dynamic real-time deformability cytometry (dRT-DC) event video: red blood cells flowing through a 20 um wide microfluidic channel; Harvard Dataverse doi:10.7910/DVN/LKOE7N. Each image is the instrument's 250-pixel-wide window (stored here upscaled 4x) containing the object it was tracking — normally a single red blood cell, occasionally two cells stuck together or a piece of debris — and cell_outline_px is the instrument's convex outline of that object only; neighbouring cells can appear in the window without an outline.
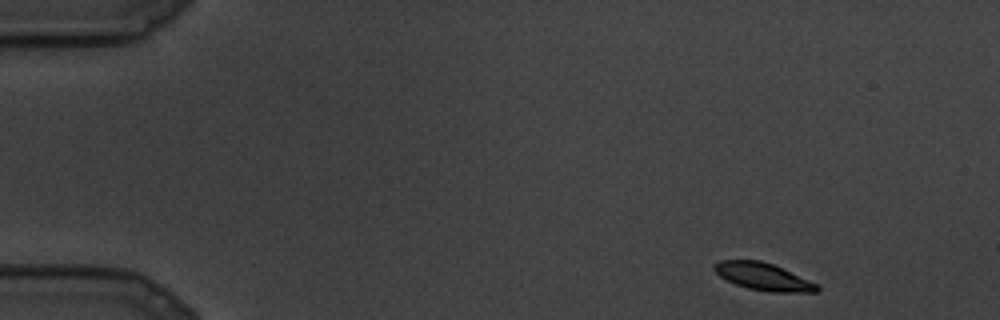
{"species": "common noctule bat (a hibernating species)", "species_latin": "Nyctalus noctula", "temperature_condition": "cold", "stored_images_in_passage": 24, "camera_frame_rate_fps": 3000, "um_per_image_px": 0.085, "animal": {"sex": "male", "body_mass_g": 19.5, "forearm_length_mm": 54.6}, "frame": {"image": 1, "passage_image": 1, "time_ms": 0.0, "image_size_px": [1000, 320], "cell_outline_px": [[820, 288], [816, 292], [768, 292], [748, 288], [736, 284], [720, 276], [712, 268], [712, 264], [720, 260], [760, 260], [772, 264], [820, 284]], "centroid_in_image_um": [64.89, 23.51], "position_along_channel_um": 20.1, "area_um2": 16.42}}
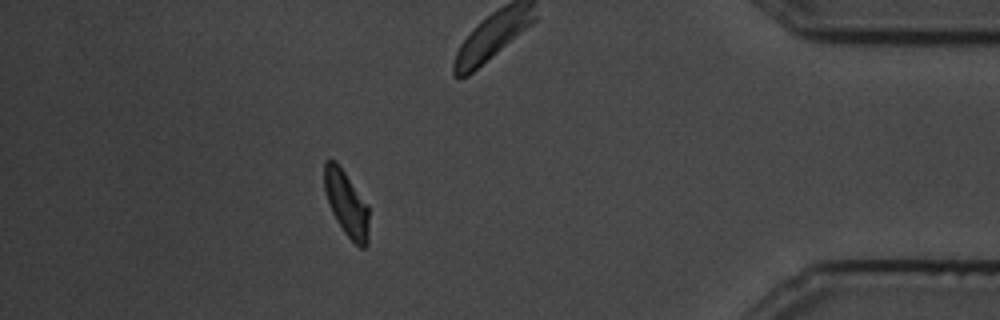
{"frame": {"image": 2, "passage_image": 22, "time_ms": 7.0, "image_size_px": [1000, 320], "cell_outline_px": [[368, 244], [364, 248], [360, 248], [344, 232], [336, 220], [332, 212], [324, 188], [324, 160], [336, 160], [368, 204]], "centroid_in_image_um": [29.45, 17.29], "position_along_channel_um": 405.7, "area_um2": 16.94}}